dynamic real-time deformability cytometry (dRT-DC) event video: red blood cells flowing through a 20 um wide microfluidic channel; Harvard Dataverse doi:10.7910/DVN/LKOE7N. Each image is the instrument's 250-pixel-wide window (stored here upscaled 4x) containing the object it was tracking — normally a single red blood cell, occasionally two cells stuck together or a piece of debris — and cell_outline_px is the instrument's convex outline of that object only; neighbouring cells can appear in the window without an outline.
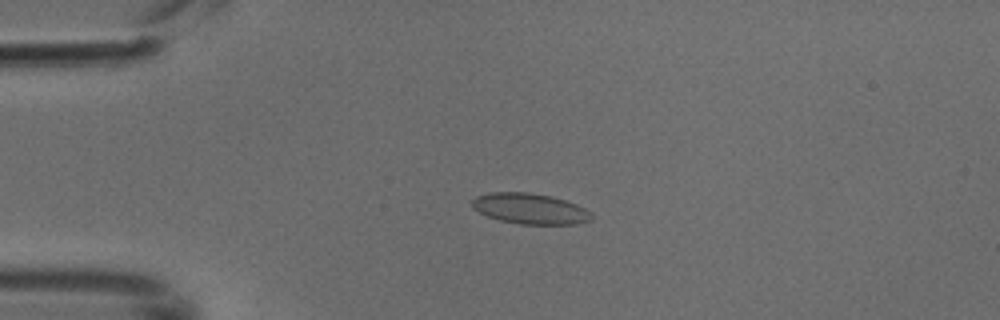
{"species": "common noctule bat (a hibernating species)", "species_latin": "Nyctalus noctula", "temperature_condition": "cold", "stored_images_in_passage": 5, "camera_frame_rate_fps": 3000, "um_per_image_px": 0.085, "animal": {"sex": "male", "body_mass_g": 18.8}, "frame": {"image": 1, "passage_image": 4, "time_ms": 1.0, "image_size_px": [1000, 320], "cell_outline_px": [[592, 220], [576, 224], [520, 224], [500, 220], [488, 216], [472, 208], [472, 200], [476, 196], [488, 192], [528, 192], [552, 196], [576, 204], [592, 212]], "centroid_in_image_um": [45.06, 17.73], "position_along_channel_um": 39.9, "area_um2": 21.39}}